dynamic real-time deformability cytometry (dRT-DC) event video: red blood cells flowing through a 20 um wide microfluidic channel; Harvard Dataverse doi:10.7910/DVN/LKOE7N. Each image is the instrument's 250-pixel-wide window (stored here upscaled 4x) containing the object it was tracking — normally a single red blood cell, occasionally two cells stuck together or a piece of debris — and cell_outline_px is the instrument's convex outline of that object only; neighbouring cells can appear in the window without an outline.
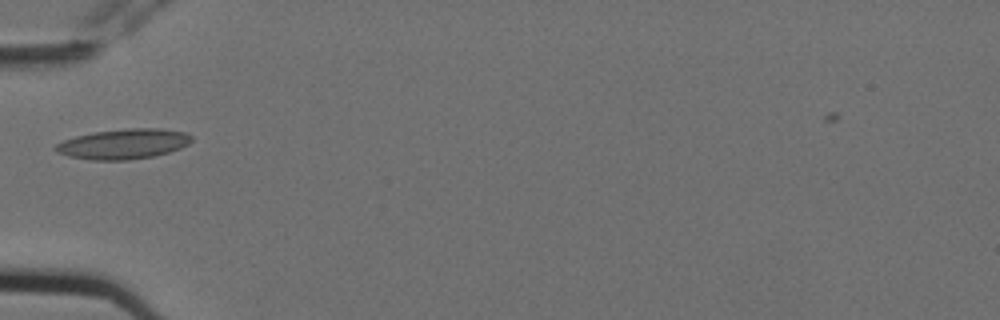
{"species": "Egyptian fruit bat (a non-hibernating species)", "species_latin": "Rousettus aegyptiacus", "temperature_condition": "cold", "stored_images_in_passage": 2, "camera_frame_rate_fps": 3000, "um_per_image_px": 0.085, "animal": {"sex": "female"}, "frame": {"image": 1, "passage_image": 2, "time_ms": 0.333, "image_size_px": [1000, 320], "cell_outline_px": [[192, 140], [188, 144], [180, 148], [156, 156], [128, 160], [92, 160], [68, 156], [56, 152], [52, 148], [56, 144], [64, 140], [76, 136], [92, 132], [128, 128], [160, 128], [184, 132], [192, 136]], "centroid_in_image_um": [10.48, 12.23], "position_along_channel_um": 74.5, "area_um2": 23.99}}